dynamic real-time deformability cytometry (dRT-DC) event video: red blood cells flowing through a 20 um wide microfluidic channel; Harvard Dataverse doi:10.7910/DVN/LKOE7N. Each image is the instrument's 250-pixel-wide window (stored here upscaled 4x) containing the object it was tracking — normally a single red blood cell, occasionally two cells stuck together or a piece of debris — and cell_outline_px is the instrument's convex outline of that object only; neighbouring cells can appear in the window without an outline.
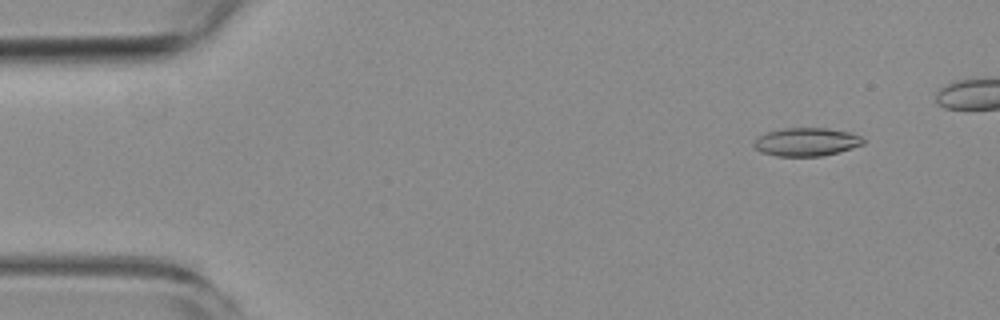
{"species": "common noctule bat (a hibernating species)", "species_latin": "Nyctalus noctula", "temperature_condition": "room temperature", "stored_images_in_passage": 6, "camera_frame_rate_fps": 3000, "um_per_image_px": 0.085, "animal": {"sex": "female", "body_mass_g": 19.3, "forearm_length_mm": 54.1}, "frame": {"image": 1, "passage_image": 2, "time_ms": 1.0, "image_size_px": [1000, 320], "cell_outline_px": [[864, 144], [852, 148], [820, 156], [776, 156], [760, 152], [752, 144], [756, 136], [768, 132], [784, 128], [828, 128], [852, 132], [860, 136], [864, 140]], "centroid_in_image_um": [68.52, 12.05], "position_along_channel_um": 16.5, "area_um2": 18.09}}